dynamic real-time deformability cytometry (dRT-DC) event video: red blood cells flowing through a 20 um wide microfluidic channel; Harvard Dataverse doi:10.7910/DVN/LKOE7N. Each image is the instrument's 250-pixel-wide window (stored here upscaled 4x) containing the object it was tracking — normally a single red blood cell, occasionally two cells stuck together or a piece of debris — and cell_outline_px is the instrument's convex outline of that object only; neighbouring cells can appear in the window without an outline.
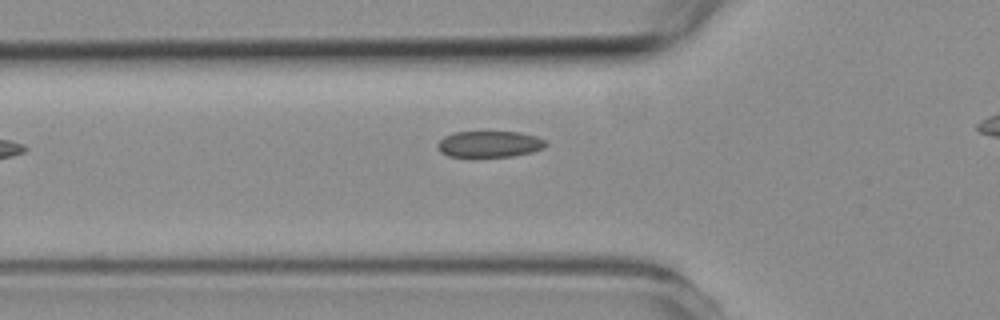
{"species": "common noctule bat (a hibernating species)", "species_latin": "Nyctalus noctula", "temperature_condition": "room temperature", "stored_images_in_passage": 3, "camera_frame_rate_fps": 3000, "um_per_image_px": 0.085, "animal": {"sex": "female", "body_mass_g": 19.3, "forearm_length_mm": 54.1}, "frame": {"image": 1, "passage_image": 3, "time_ms": 2.333, "image_size_px": [1000, 320], "cell_outline_px": [[548, 144], [544, 148], [532, 152], [512, 156], [472, 160], [448, 156], [440, 152], [436, 148], [436, 144], [444, 136], [452, 132], [520, 132], [536, 136], [544, 140]], "centroid_in_image_um": [41.53, 12.3], "position_along_channel_um": 84.3, "area_um2": 17.51}}